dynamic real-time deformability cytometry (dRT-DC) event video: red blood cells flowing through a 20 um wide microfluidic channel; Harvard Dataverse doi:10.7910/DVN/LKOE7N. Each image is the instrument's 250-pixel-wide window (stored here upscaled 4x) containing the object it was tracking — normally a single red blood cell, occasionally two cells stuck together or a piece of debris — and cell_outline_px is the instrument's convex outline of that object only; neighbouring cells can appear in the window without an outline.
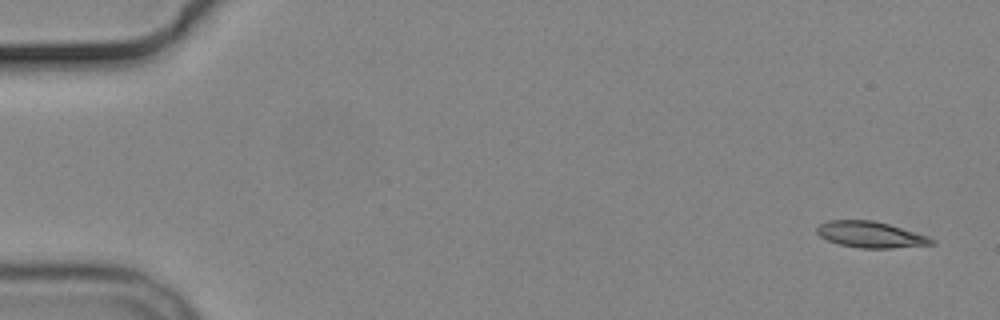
{"species": "common noctule bat (a hibernating species)", "species_latin": "Nyctalus noctula", "temperature_condition": "cold", "stored_images_in_passage": 7, "camera_frame_rate_fps": 3000, "um_per_image_px": 0.085, "animal": {"sex": "male", "body_mass_g": 19.2, "forearm_length_mm": 51.8}, "frame": {"image": 1, "passage_image": 1, "time_ms": 0.0, "image_size_px": [1000, 320], "cell_outline_px": [[936, 244], [892, 248], [860, 248], [840, 244], [828, 240], [820, 236], [816, 232], [816, 228], [820, 224], [828, 220], [872, 220], [888, 224], [928, 236], [936, 240]], "centroid_in_image_um": [74.01, 19.94], "position_along_channel_um": 11.0, "area_um2": 17.4}}
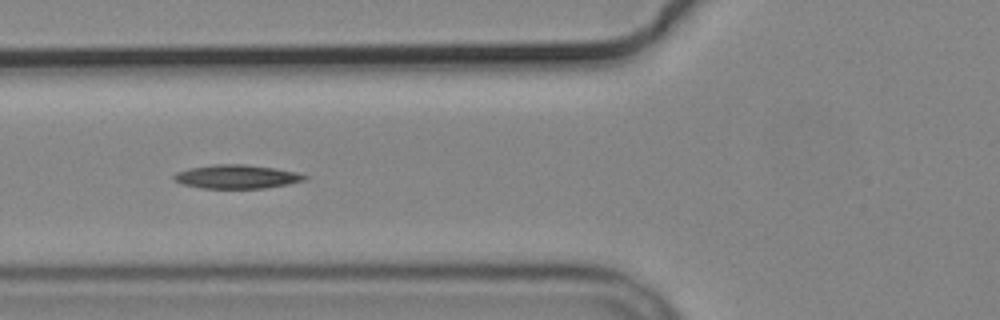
{"frame": {"image": 2, "passage_image": 5, "time_ms": 6.333, "image_size_px": [1000, 320], "cell_outline_px": [[308, 176], [304, 180], [288, 184], [264, 188], [200, 188], [184, 184], [172, 180], [172, 176], [176, 172], [188, 168], [216, 164], [244, 164], [276, 168], [296, 172]], "centroid_in_image_um": [20.08, 15.01], "position_along_channel_um": 105.7, "area_um2": 18.09}}
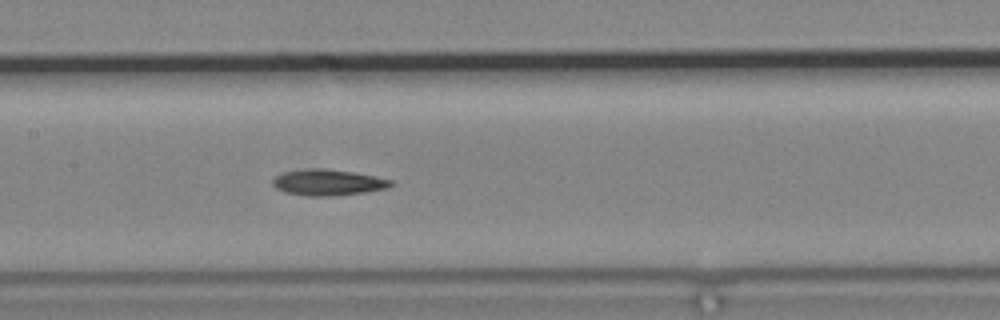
{"frame": {"image": 3, "passage_image": 7, "time_ms": 8.333, "image_size_px": [1000, 320], "cell_outline_px": [[392, 184], [388, 188], [364, 192], [336, 196], [308, 196], [288, 192], [276, 188], [272, 184], [272, 180], [276, 176], [284, 172], [312, 168], [320, 168], [352, 172], [392, 180]], "centroid_in_image_um": [27.87, 15.51], "position_along_channel_um": 179.5, "area_um2": 17.63}}